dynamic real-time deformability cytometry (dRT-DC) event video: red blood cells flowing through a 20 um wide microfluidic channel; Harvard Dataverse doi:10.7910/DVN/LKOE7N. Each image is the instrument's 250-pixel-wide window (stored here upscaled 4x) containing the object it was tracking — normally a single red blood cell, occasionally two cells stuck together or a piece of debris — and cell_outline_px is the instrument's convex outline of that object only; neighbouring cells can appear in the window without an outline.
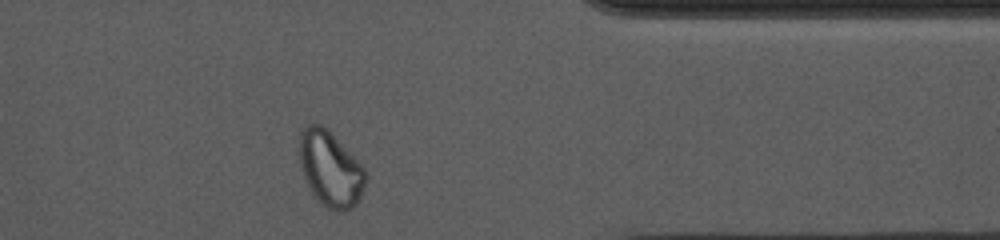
{"species": "common noctule bat (a hibernating species)", "species_latin": "Nyctalus noctula", "temperature_condition": "cold", "stored_images_in_passage": 45, "camera_frame_rate_fps": 3000, "um_per_image_px": 0.085, "animal": {"sex": "female", "body_mass_g": 10.0, "forearm_length_mm": 53.1}, "frame": {"image": 1, "passage_image": 39, "time_ms": 12.667, "image_size_px": [1000, 240], "cell_outline_px": [[368, 176], [360, 200], [352, 208], [344, 212], [340, 212], [328, 208], [320, 204], [316, 200], [304, 180], [300, 164], [300, 132], [308, 124], [320, 124], [328, 128], [332, 132], [364, 168]], "centroid_in_image_um": [28.09, 14.38], "position_along_channel_um": 383.3, "area_um2": 29.48}, "authors_computed_cell_mechanics": {"area_um2": 23.9292, "velocity_mm_per_s": 3.6735, "shape_relaxation_time_tau1_ms": null, "shape_relaxation_time_tau2_ms": 1.6673, "deformation_change_tau1": null, "deformation_change_tau2": 0.0602}}